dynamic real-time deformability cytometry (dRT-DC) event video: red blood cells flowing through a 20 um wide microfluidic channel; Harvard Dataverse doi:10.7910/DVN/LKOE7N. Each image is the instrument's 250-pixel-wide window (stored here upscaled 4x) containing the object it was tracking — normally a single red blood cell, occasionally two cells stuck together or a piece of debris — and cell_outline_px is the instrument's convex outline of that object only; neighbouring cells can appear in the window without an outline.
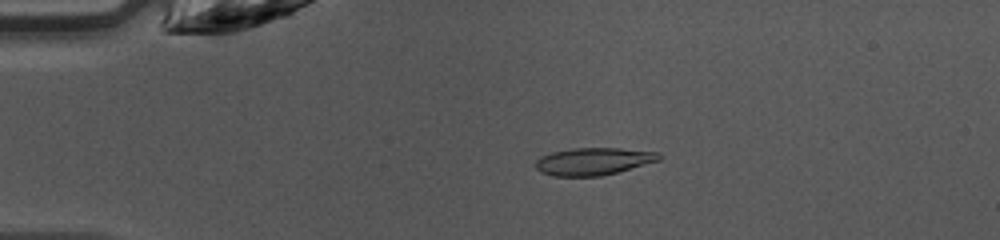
{"species": "common noctule bat (a hibernating species)", "species_latin": "Nyctalus noctula", "temperature_condition": "warm", "stored_images_in_passage": 37, "camera_frame_rate_fps": 3000, "um_per_image_px": 0.085, "animal": {"sex": "female", "body_mass_g": 10.0, "forearm_length_mm": 53.1}, "frame": {"image": 1, "passage_image": 1, "time_ms": 0.0, "image_size_px": [1000, 240], "cell_outline_px": [[660, 160], [616, 172], [600, 176], [552, 176], [540, 172], [536, 168], [536, 160], [540, 156], [552, 152], [576, 148], [620, 148], [660, 152]], "centroid_in_image_um": [50.42, 13.71], "position_along_channel_um": 34.6, "area_um2": 19.59}}
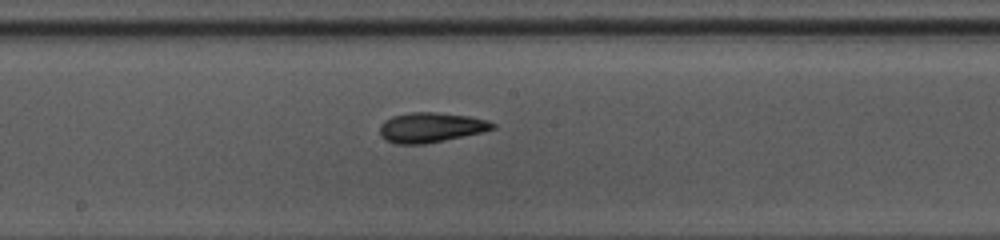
{"frame": {"image": 2, "passage_image": 16, "time_ms": 5.0, "image_size_px": [1000, 240], "cell_outline_px": [[496, 128], [464, 136], [424, 144], [396, 144], [384, 140], [380, 136], [380, 124], [384, 120], [392, 116], [412, 112], [436, 112], [468, 116], [488, 120], [496, 124]], "centroid_in_image_um": [36.59, 10.83], "position_along_channel_um": 211.6, "area_um2": 19.71}}
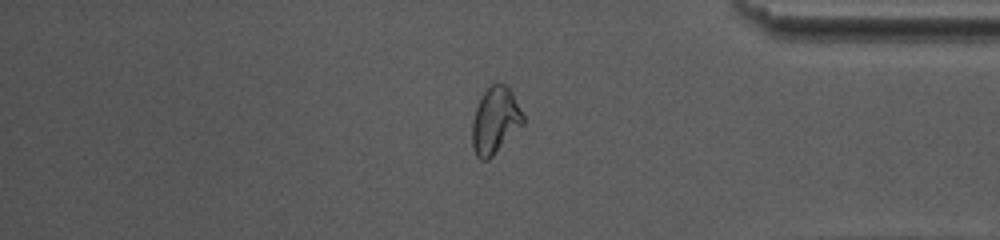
{"frame": {"image": 3, "passage_image": 30, "time_ms": 9.667, "image_size_px": [1000, 240], "cell_outline_px": [[524, 124], [488, 160], [480, 160], [476, 156], [472, 148], [472, 120], [480, 96], [492, 84], [504, 84], [512, 92], [524, 116]], "centroid_in_image_um": [42.07, 10.26], "position_along_channel_um": 393.1, "area_um2": 19.71}, "authors_computed_cell_mechanics": {"area_um2": 19.652, "velocity_mm_per_s": 4.279, "shape_relaxation_time_tau1_ms": 5.3619, "shape_relaxation_time_tau2_ms": 2.5513, "deformation_change_tau1": 0.1714, "deformation_change_tau2": 0.0905}}